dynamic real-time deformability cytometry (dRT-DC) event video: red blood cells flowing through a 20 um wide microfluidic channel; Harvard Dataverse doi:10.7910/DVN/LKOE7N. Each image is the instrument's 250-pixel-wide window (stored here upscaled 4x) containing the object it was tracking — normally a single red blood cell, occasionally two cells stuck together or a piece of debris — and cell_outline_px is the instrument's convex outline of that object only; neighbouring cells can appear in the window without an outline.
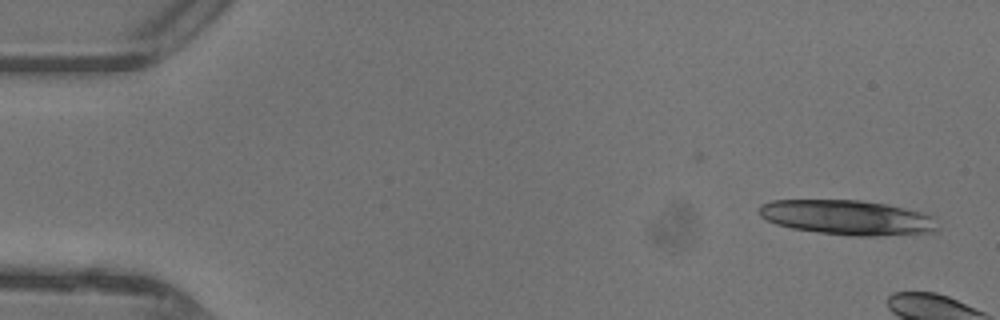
{"species": "common noctule bat (a hibernating species)", "species_latin": "Nyctalus noctula", "temperature_condition": "warm", "stored_images_in_passage": 5, "camera_frame_rate_fps": 3000, "um_per_image_px": 0.085, "animal": {"sex": "female"}, "frame": {"image": 1, "passage_image": 1, "time_ms": 0.0, "image_size_px": [1000, 320], "cell_outline_px": [[940, 232], [880, 236], [852, 236], [820, 232], [792, 228], [776, 224], [760, 216], [760, 204], [772, 200], [860, 200], [884, 204], [904, 208], [936, 216], [940, 228]], "centroid_in_image_um": [72.12, 18.5], "position_along_channel_um": 12.9, "area_um2": 36.47}}